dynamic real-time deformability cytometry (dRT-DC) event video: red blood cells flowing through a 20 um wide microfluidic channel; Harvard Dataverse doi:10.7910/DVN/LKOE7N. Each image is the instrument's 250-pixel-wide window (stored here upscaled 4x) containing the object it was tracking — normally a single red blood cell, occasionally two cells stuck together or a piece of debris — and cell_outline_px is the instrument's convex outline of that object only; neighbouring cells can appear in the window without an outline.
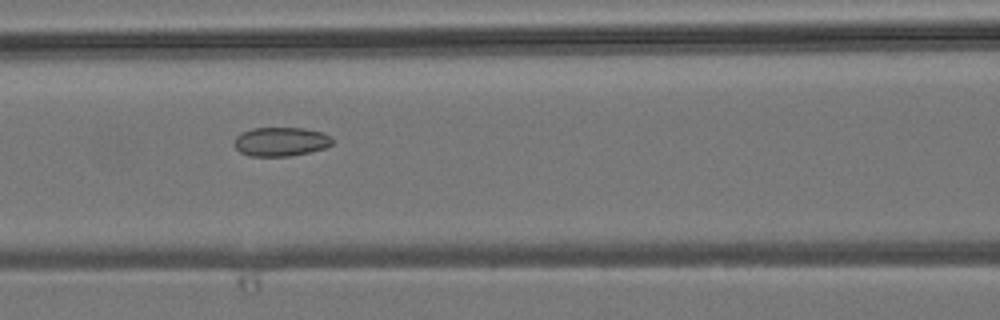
{"species": "common noctule bat (a hibernating species)", "species_latin": "Nyctalus noctula", "temperature_condition": "room temperature", "stored_images_in_passage": 6, "camera_frame_rate_fps": 3000, "um_per_image_px": 0.085, "animal": {"sex": "male", "body_mass_g": 19.2, "forearm_length_mm": 51.8}, "frame": {"image": 1, "passage_image": 3, "time_ms": 3.333, "image_size_px": [1000, 320], "cell_outline_px": [[332, 144], [324, 148], [308, 152], [288, 156], [248, 156], [240, 152], [236, 148], [236, 136], [252, 128], [304, 128], [324, 132], [332, 136]], "centroid_in_image_um": [23.9, 12.03], "position_along_channel_um": 142.7, "area_um2": 16.47}}
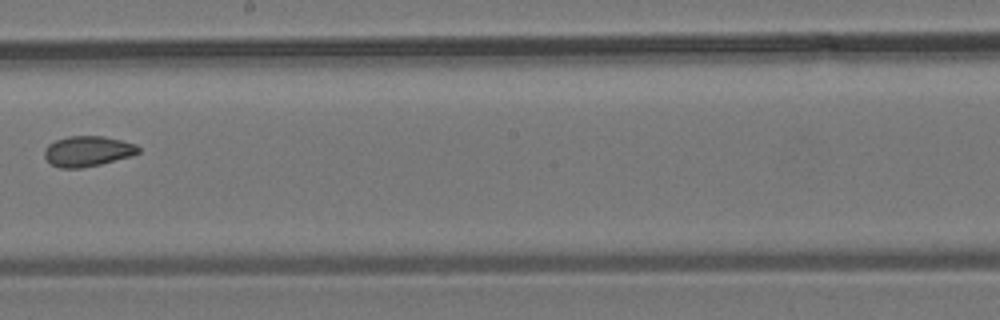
{"frame": {"image": 2, "passage_image": 5, "time_ms": 5.667, "image_size_px": [1000, 320], "cell_outline_px": [[140, 152], [132, 156], [100, 164], [80, 168], [60, 168], [52, 164], [44, 156], [44, 148], [48, 144], [56, 140], [68, 136], [104, 136], [136, 144], [140, 148]], "centroid_in_image_um": [7.45, 12.85], "position_along_channel_um": 240.7, "area_um2": 16.65}}
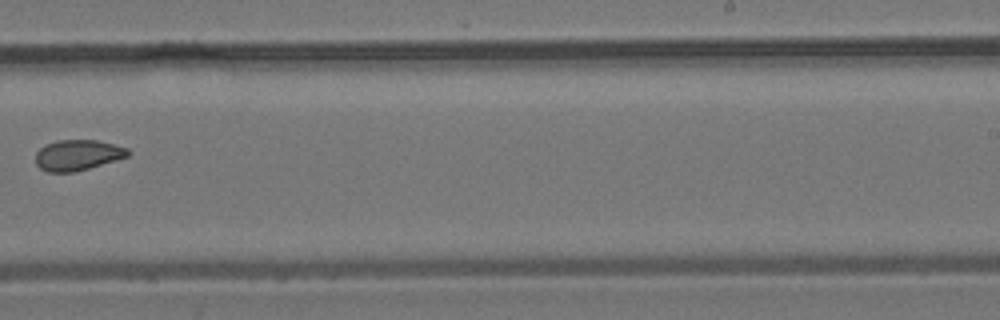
{"frame": {"image": 3, "passage_image": 6, "time_ms": 6.667, "image_size_px": [1000, 320], "cell_outline_px": [[132, 152], [128, 156], [116, 160], [88, 168], [72, 172], [48, 172], [40, 168], [36, 164], [36, 152], [44, 144], [56, 140], [96, 140], [128, 148]], "centroid_in_image_um": [6.59, 13.17], "position_along_channel_um": 282.4, "area_um2": 16.47}}